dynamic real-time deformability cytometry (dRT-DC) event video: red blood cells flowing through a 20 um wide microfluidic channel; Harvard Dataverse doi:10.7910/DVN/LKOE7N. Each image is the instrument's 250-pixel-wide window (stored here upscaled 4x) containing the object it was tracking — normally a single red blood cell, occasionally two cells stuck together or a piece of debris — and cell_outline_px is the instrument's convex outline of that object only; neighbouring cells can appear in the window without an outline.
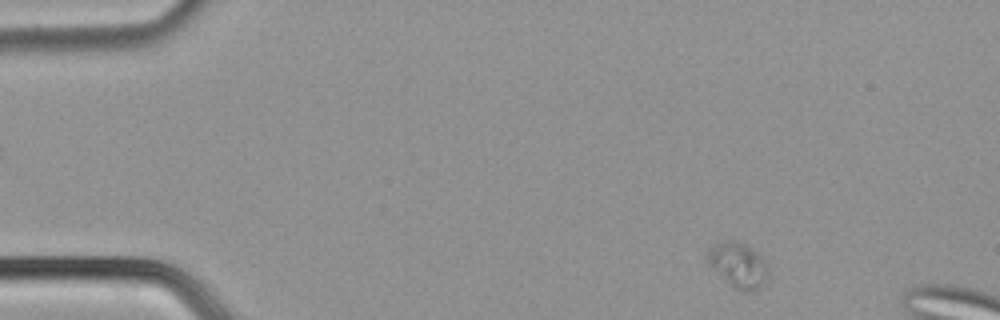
{"species": "common noctule bat (a hibernating species)", "species_latin": "Nyctalus noctula", "temperature_condition": "cold", "stored_images_in_passage": 10, "camera_frame_rate_fps": 3000, "um_per_image_px": 0.085, "animal": {"sex": "male", "body_mass_g": 21.5, "forearm_length_mm": 52.0}, "frame": {"image": 1, "passage_image": 2, "time_ms": 0.333, "image_size_px": [1000, 320], "cell_outline_px": [[768, 280], [760, 288], [752, 292], [740, 292], [732, 288], [704, 260], [704, 256], [708, 248], [716, 240], [736, 240], [752, 248], [764, 260], [768, 268]], "centroid_in_image_um": [62.69, 22.53], "position_along_channel_um": 22.3, "area_um2": 16.76}}